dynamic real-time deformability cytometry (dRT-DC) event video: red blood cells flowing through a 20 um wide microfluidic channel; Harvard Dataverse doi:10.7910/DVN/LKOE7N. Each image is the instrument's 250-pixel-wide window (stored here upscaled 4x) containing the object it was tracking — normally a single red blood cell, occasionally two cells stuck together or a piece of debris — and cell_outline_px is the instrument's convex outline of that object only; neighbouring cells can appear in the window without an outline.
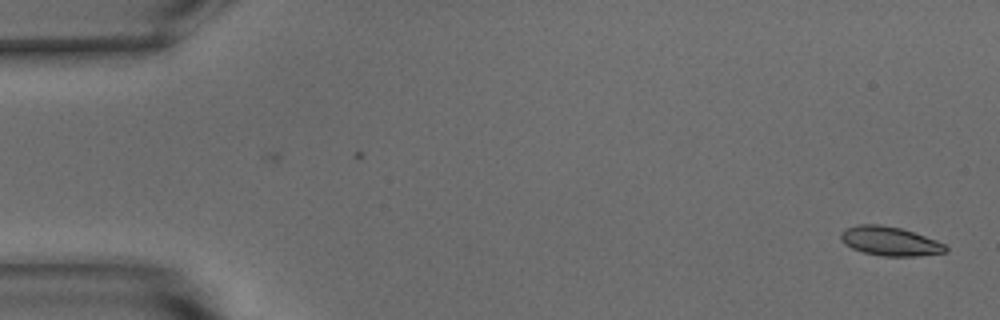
{"species": "common noctule bat (a hibernating species)", "species_latin": "Nyctalus noctula", "temperature_condition": "warm", "stored_images_in_passage": 53, "camera_frame_rate_fps": 3000, "um_per_image_px": 0.085, "animal": {"sex": "male", "body_mass_g": 15.6}, "frame": {"image": 1, "passage_image": 1, "time_ms": 0.0, "image_size_px": [1000, 320], "cell_outline_px": [[948, 252], [916, 256], [880, 256], [864, 252], [852, 248], [844, 244], [840, 240], [840, 232], [844, 228], [856, 224], [880, 224], [900, 228], [936, 240], [944, 244], [948, 248]], "centroid_in_image_um": [75.59, 20.49], "position_along_channel_um": 9.4, "area_um2": 17.86}}
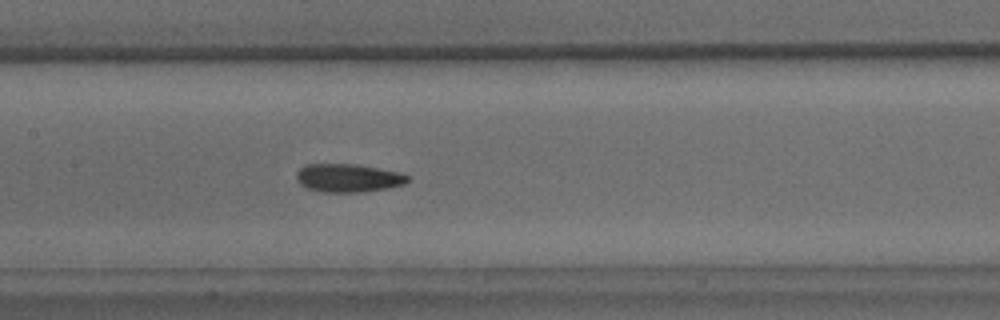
{"frame": {"image": 2, "passage_image": 25, "time_ms": 8.0, "image_size_px": [1000, 320], "cell_outline_px": [[412, 176], [404, 184], [388, 188], [364, 192], [324, 192], [308, 188], [300, 184], [296, 180], [296, 172], [304, 164], [356, 164], [404, 172]], "centroid_in_image_um": [29.64, 15.12], "position_along_channel_um": 177.8, "area_um2": 18.67}}
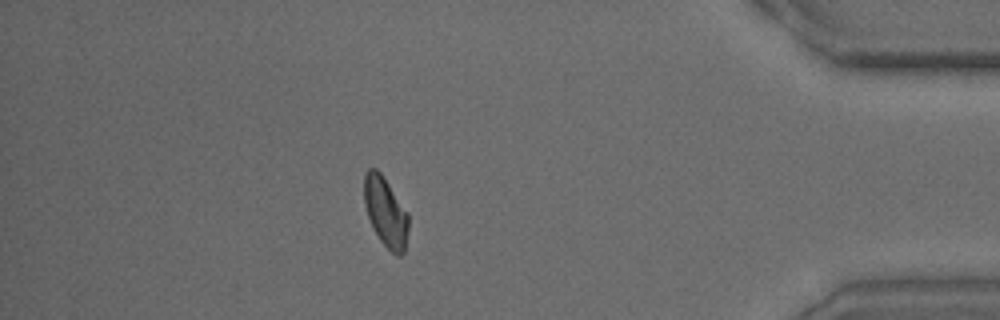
{"frame": {"image": 3, "passage_image": 46, "time_ms": 15.0, "image_size_px": [1000, 320], "cell_outline_px": [[408, 228], [404, 252], [400, 256], [396, 256], [380, 240], [368, 216], [364, 204], [364, 176], [368, 168], [376, 168], [380, 172], [408, 212]], "centroid_in_image_um": [32.78, 18.0], "position_along_channel_um": 402.4, "area_um2": 17.74}, "authors_computed_cell_mechanics": {"area_um2": 18.0336, "velocity_mm_per_s": 3.8079, "shape_relaxation_time_tau1_ms": 4.5536, "shape_relaxation_time_tau2_ms": 2.3165, "deformation_change_tau1": 0.1317, "deformation_change_tau2": 0.0857}}